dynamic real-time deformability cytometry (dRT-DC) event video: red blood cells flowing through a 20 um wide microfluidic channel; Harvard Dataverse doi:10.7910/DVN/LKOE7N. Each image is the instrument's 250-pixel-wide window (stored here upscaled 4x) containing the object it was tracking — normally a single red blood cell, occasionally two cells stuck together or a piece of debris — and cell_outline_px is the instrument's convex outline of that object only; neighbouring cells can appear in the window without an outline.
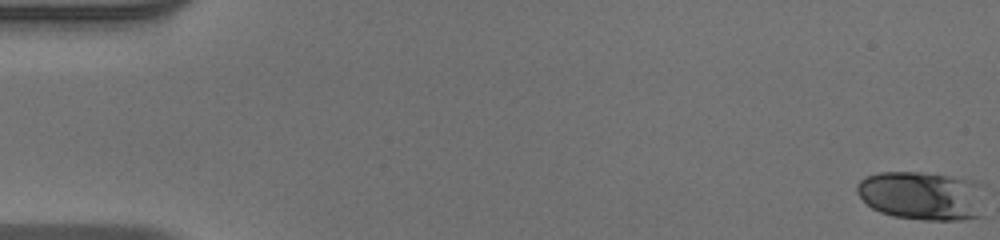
{"species": "human", "species_latin": "Homo sapiens", "temperature_condition": "warm", "stored_images_in_passage": 53, "camera_frame_rate_fps": 3000, "um_per_image_px": 0.085, "donor": {"sex": "male"}, "frame": {"image": 1, "passage_image": 1, "time_ms": 0.0, "image_size_px": [1000, 240], "cell_outline_px": [[984, 216], [960, 220], [924, 220], [892, 216], [880, 212], [872, 208], [856, 192], [856, 184], [864, 176], [880, 172], [920, 172], [976, 180], [984, 184]], "centroid_in_image_um": [78.45, 16.63], "position_along_channel_um": 6.6, "area_um2": 37.28}}
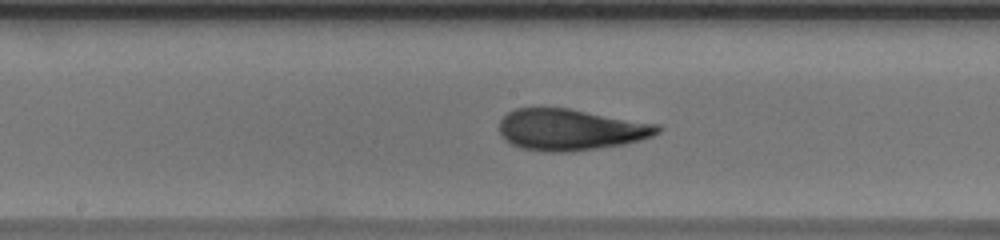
{"frame": {"image": 2, "passage_image": 28, "time_ms": 9.0, "image_size_px": [1000, 240], "cell_outline_px": [[664, 128], [660, 132], [652, 136], [640, 140], [624, 144], [568, 152], [544, 152], [520, 148], [504, 140], [500, 136], [500, 120], [508, 112], [516, 108], [568, 108], [660, 124]], "centroid_in_image_um": [48.51, 11.02], "position_along_channel_um": 199.7, "area_um2": 38.38}}
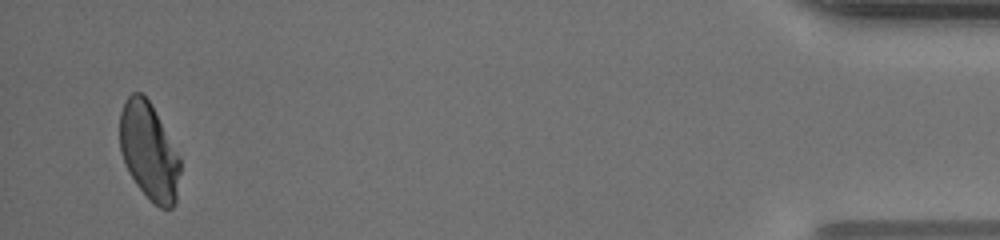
{"frame": {"image": 3, "passage_image": 51, "time_ms": 16.667, "image_size_px": [1000, 240], "cell_outline_px": [[180, 172], [176, 200], [172, 208], [160, 208], [136, 184], [128, 172], [120, 152], [120, 112], [124, 100], [132, 92], [140, 92], [152, 104], [180, 160]], "centroid_in_image_um": [12.64, 12.84], "position_along_channel_um": 422.6, "area_um2": 33.81}, "authors_computed_cell_mechanics": {"area_um2": 36.9342, "velocity_mm_per_s": 3.9657, "shape_relaxation_time_tau1_ms": 4.8687, "shape_relaxation_time_tau2_ms": 0.6971, "deformation_change_tau1": 0.1969, "deformation_change_tau2": 0.0565}}